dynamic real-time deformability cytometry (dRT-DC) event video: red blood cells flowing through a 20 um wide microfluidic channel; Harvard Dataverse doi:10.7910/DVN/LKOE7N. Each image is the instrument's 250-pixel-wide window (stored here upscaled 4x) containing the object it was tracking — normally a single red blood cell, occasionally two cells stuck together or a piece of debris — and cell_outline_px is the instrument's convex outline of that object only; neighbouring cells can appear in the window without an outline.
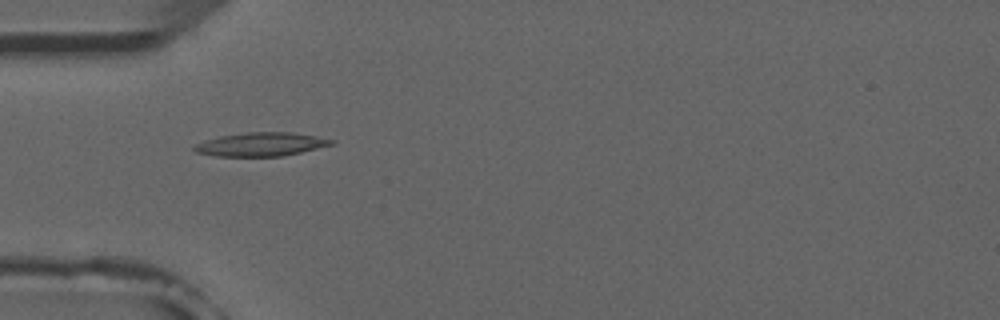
{"species": "common noctule bat (a hibernating species)", "species_latin": "Nyctalus noctula", "temperature_condition": "room temperature", "stored_images_in_passage": 7, "camera_frame_rate_fps": 3000, "um_per_image_px": 0.085, "animal": {"sex": "male", "forearm_length_mm": 52.5}, "frame": {"image": 1, "passage_image": 4, "time_ms": 4.333, "image_size_px": [1000, 320], "cell_outline_px": [[336, 144], [300, 152], [280, 156], [216, 156], [196, 152], [192, 148], [196, 144], [204, 140], [220, 136], [248, 132], [292, 132], [316, 136], [336, 140]], "centroid_in_image_um": [22.21, 12.26], "position_along_channel_um": 62.8, "area_um2": 18.84}}
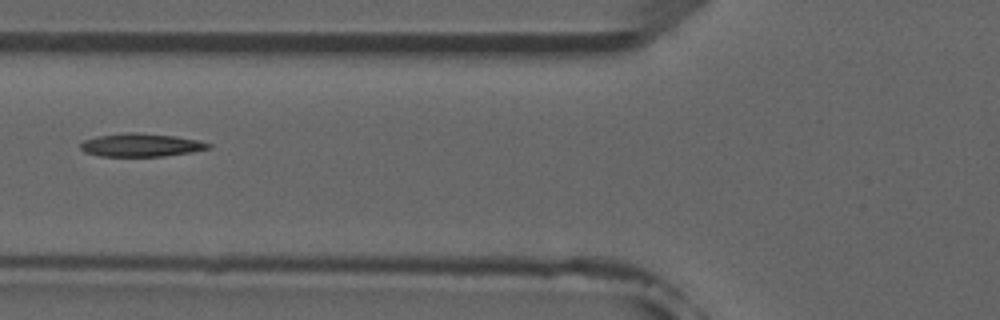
{"frame": {"image": 2, "passage_image": 5, "time_ms": 5.667, "image_size_px": [1000, 320], "cell_outline_px": [[212, 148], [192, 152], [164, 156], [100, 156], [84, 152], [80, 148], [80, 144], [84, 140], [96, 136], [128, 132], [136, 132], [176, 136], [196, 140], [212, 144]], "centroid_in_image_um": [11.98, 12.33], "position_along_channel_um": 113.8, "area_um2": 17.34}}
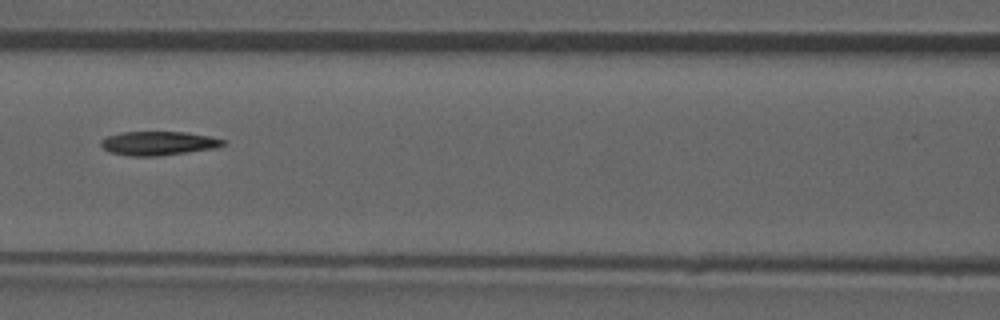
{"frame": {"image": 3, "passage_image": 6, "time_ms": 6.667, "image_size_px": [1000, 320], "cell_outline_px": [[224, 144], [216, 148], [160, 156], [128, 156], [108, 152], [100, 144], [100, 140], [108, 136], [120, 132], [184, 132], [208, 136], [224, 140]], "centroid_in_image_um": [13.41, 12.19], "position_along_channel_um": 153.2, "area_um2": 16.99}}